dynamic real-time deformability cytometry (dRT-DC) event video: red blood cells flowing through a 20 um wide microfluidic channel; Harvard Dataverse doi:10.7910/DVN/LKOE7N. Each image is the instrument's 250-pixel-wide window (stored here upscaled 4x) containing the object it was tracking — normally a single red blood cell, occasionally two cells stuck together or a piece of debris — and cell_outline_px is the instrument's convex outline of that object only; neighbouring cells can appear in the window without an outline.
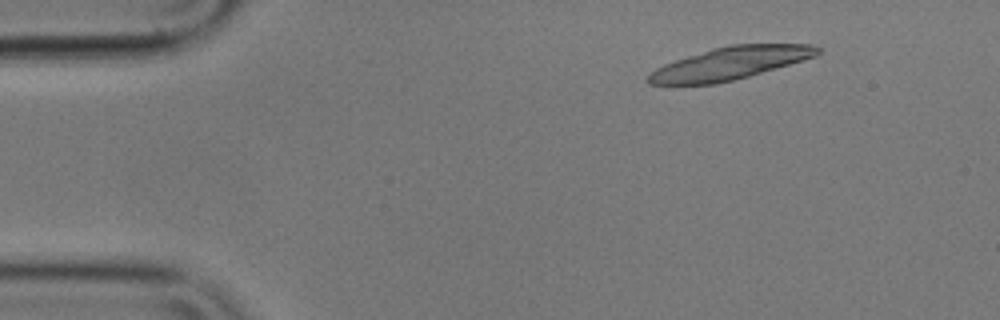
{"species": "common noctule bat (a hibernating species)", "species_latin": "Nyctalus noctula", "temperature_condition": "cold", "stored_images_in_passage": 17, "camera_frame_rate_fps": 3000, "um_per_image_px": 0.085, "animal": {"sex": "male", "body_mass_g": 17.9}, "frame": {"image": 1, "passage_image": 6, "time_ms": 1.667, "image_size_px": [1000, 320], "cell_outline_px": [[820, 52], [816, 56], [748, 76], [716, 84], [648, 84], [644, 80], [656, 68], [664, 64], [712, 48], [732, 44], [816, 44], [820, 48]], "centroid_in_image_um": [62.05, 5.37], "position_along_channel_um": 22.9, "area_um2": 31.79}}